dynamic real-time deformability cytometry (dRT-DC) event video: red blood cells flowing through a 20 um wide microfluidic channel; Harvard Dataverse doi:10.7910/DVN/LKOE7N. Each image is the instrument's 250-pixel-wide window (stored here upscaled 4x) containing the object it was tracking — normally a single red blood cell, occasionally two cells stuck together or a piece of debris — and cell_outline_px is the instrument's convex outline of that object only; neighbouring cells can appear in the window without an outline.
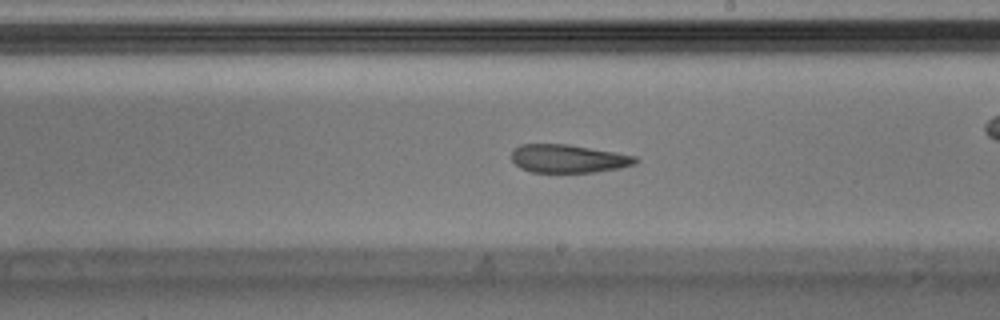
{"species": "Egyptian fruit bat (a non-hibernating species)", "species_latin": "Rousettus aegyptiacus", "temperature_condition": "warm", "stored_images_in_passage": 33, "camera_frame_rate_fps": 3000, "um_per_image_px": 0.085, "animal": {"sex": "male"}, "frame": {"image": 1, "passage_image": 15, "time_ms": 4.667, "image_size_px": [1000, 320], "cell_outline_px": [[640, 160], [636, 164], [620, 168], [596, 172], [532, 172], [520, 168], [512, 160], [512, 148], [520, 144], [568, 144], [636, 156]], "centroid_in_image_um": [48.3, 13.48], "position_along_channel_um": 240.7, "area_um2": 20.46}}